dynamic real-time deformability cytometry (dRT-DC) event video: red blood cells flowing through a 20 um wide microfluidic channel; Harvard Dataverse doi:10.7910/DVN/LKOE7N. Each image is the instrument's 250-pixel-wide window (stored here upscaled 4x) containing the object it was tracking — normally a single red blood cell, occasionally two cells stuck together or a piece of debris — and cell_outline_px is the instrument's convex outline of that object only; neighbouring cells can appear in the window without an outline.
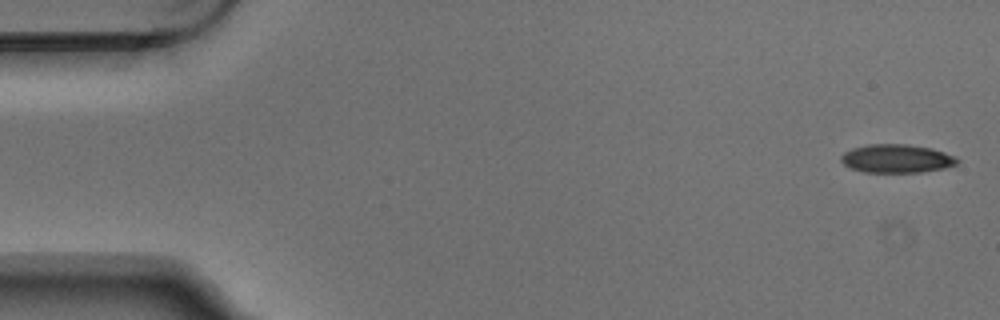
{"species": "Egyptian fruit bat (a non-hibernating species)", "species_latin": "Rousettus aegyptiacus", "temperature_condition": "warm", "stored_images_in_passage": 5, "camera_frame_rate_fps": 3000, "um_per_image_px": 0.085, "animal": {"sex": "male"}, "frame": {"image": 1, "passage_image": 1, "time_ms": 0.0, "image_size_px": [1000, 320], "cell_outline_px": [[960, 160], [956, 164], [944, 168], [920, 172], [864, 172], [852, 168], [844, 164], [840, 160], [840, 156], [844, 152], [852, 148], [868, 144], [908, 144], [932, 148], [956, 156]], "centroid_in_image_um": [76.22, 13.47], "position_along_channel_um": 8.8, "area_um2": 19.31}}
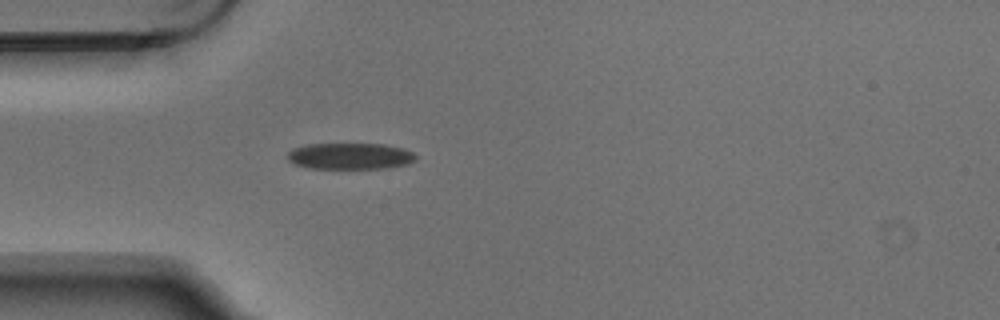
{"frame": {"image": 2, "passage_image": 5, "time_ms": 1.333, "image_size_px": [1000, 320], "cell_outline_px": [[416, 160], [408, 164], [388, 168], [308, 168], [292, 164], [288, 160], [288, 152], [292, 148], [308, 144], [380, 144], [404, 148], [412, 152], [416, 156]], "centroid_in_image_um": [29.74, 13.27], "position_along_channel_um": 55.3, "area_um2": 19.77}}